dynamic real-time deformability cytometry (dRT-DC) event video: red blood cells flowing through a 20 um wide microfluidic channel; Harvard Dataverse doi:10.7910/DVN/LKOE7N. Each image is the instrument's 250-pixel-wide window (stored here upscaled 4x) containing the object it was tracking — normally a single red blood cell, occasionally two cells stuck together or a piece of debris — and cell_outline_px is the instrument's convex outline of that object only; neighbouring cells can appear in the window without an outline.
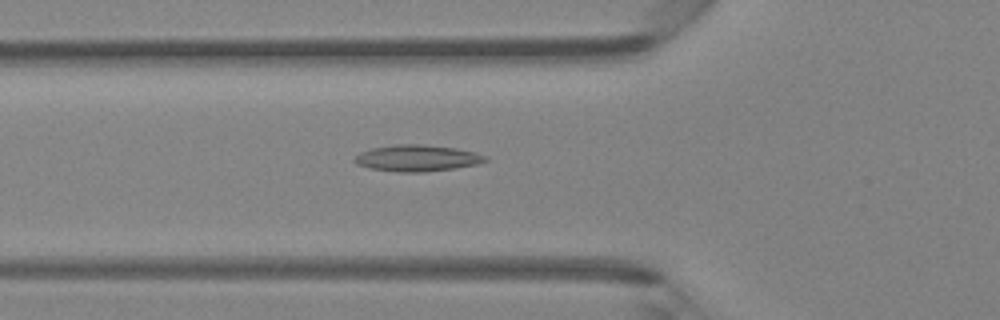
{"species": "Egyptian fruit bat (a non-hibernating species)", "species_latin": "Rousettus aegyptiacus", "temperature_condition": "room temperature", "stored_images_in_passage": 46, "camera_frame_rate_fps": 3000, "um_per_image_px": 0.085, "animal": {"sex": "female"}, "frame": {"image": 1, "passage_image": 16, "time_ms": 5.0, "image_size_px": [1000, 320], "cell_outline_px": [[488, 160], [476, 164], [456, 168], [424, 172], [400, 172], [368, 168], [356, 164], [352, 160], [360, 152], [372, 148], [396, 144], [424, 144], [456, 148], [476, 152], [488, 156]], "centroid_in_image_um": [35.46, 13.44], "position_along_channel_um": 90.3, "area_um2": 20.29}}
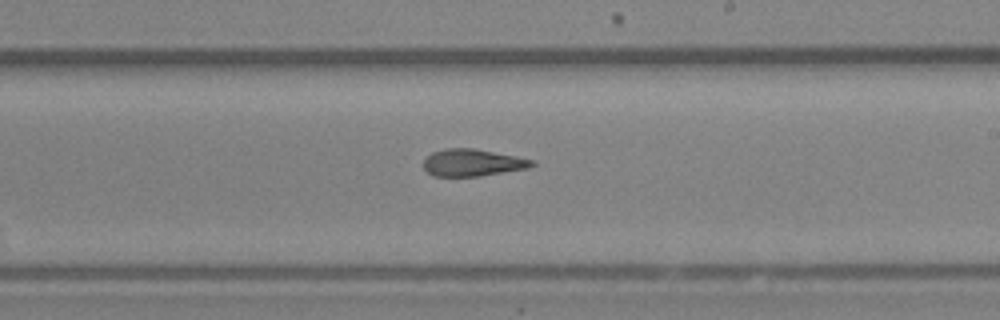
{"frame": {"image": 2, "passage_image": 27, "time_ms": 8.667, "image_size_px": [1000, 320], "cell_outline_px": [[536, 164], [528, 168], [480, 176], [432, 176], [424, 168], [424, 160], [432, 152], [448, 148], [476, 148], [516, 156], [532, 160]], "centroid_in_image_um": [40.16, 13.82], "position_along_channel_um": 248.8, "area_um2": 17.05}}
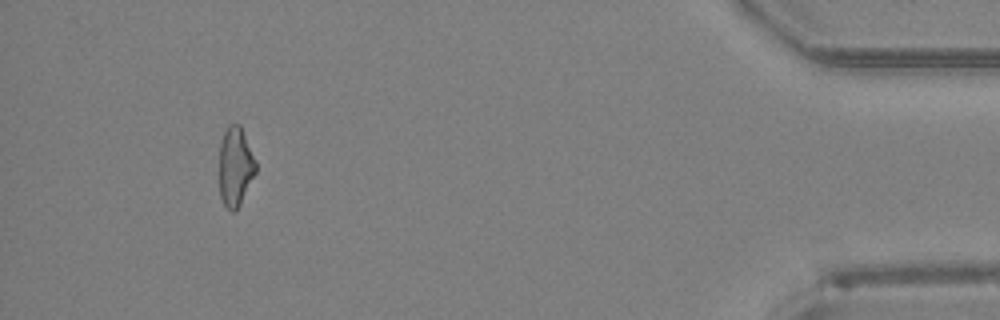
{"frame": {"image": 3, "passage_image": 43, "time_ms": 14.0, "image_size_px": [1000, 320], "cell_outline_px": [[256, 172], [240, 204], [232, 212], [224, 204], [220, 196], [220, 144], [224, 132], [228, 124], [240, 124], [256, 160]], "centroid_in_image_um": [20.01, 14.13], "position_along_channel_um": 415.2, "area_um2": 16.7}, "authors_computed_cell_mechanics": {"area_um2": 17.8313, "velocity_mm_per_s": 4.3409, "shape_relaxation_time_tau1_ms": null, "shape_relaxation_time_tau2_ms": 3.3103, "deformation_change_tau1": null, "deformation_change_tau2": 0.1278}}